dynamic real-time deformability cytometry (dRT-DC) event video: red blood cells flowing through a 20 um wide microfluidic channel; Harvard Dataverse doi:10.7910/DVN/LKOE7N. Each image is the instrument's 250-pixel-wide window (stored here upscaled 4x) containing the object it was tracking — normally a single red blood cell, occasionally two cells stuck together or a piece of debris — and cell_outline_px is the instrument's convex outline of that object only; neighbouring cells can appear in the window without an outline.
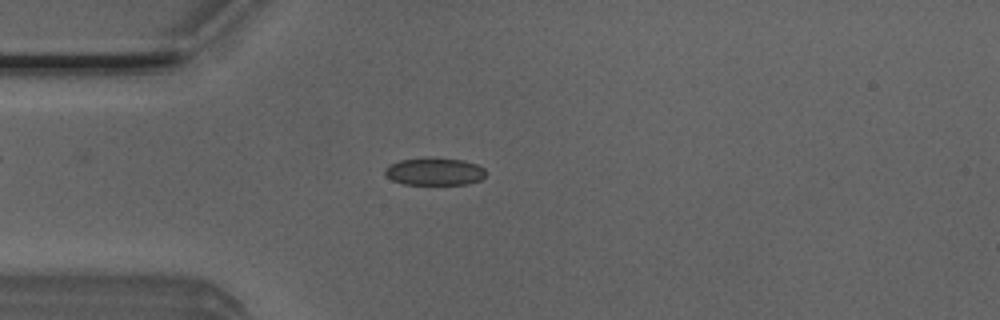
{"species": "Egyptian fruit bat (a non-hibernating species)", "species_latin": "Rousettus aegyptiacus", "temperature_condition": "room temperature", "stored_images_in_passage": 4, "camera_frame_rate_fps": 3000, "um_per_image_px": 0.085, "animal": {"sex": "male"}, "frame": {"image": 1, "passage_image": 3, "time_ms": 0.667, "image_size_px": [1000, 320], "cell_outline_px": [[484, 176], [480, 180], [468, 184], [404, 184], [392, 180], [384, 172], [384, 168], [400, 160], [424, 156], [432, 156], [464, 160], [476, 164], [484, 168]], "centroid_in_image_um": [36.93, 14.55], "position_along_channel_um": 48.1, "area_um2": 16.42}}